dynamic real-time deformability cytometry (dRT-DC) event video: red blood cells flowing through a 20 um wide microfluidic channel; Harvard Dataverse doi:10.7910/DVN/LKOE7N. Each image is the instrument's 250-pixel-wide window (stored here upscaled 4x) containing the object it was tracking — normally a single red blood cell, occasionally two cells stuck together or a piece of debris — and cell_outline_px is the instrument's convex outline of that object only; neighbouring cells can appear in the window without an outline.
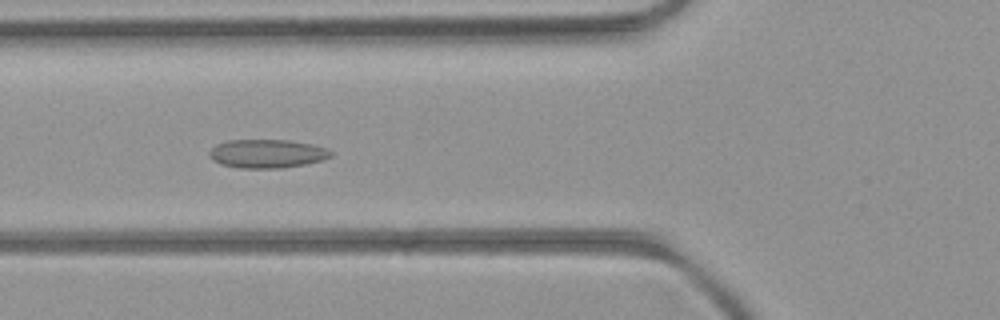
{"species": "common noctule bat (a hibernating species)", "species_latin": "Nyctalus noctula", "temperature_condition": "room temperature", "stored_images_in_passage": 46, "camera_frame_rate_fps": 3000, "um_per_image_px": 0.085, "animal": {"sex": "female", "body_mass_g": 21.9}, "frame": {"image": 1, "passage_image": 13, "time_ms": 4.0, "image_size_px": [1000, 320], "cell_outline_px": [[332, 156], [324, 160], [284, 168], [240, 168], [220, 164], [212, 160], [208, 156], [208, 152], [216, 144], [228, 140], [288, 140], [312, 144], [328, 148], [332, 152]], "centroid_in_image_um": [22.7, 13.06], "position_along_channel_um": 103.1, "area_um2": 20.46}}
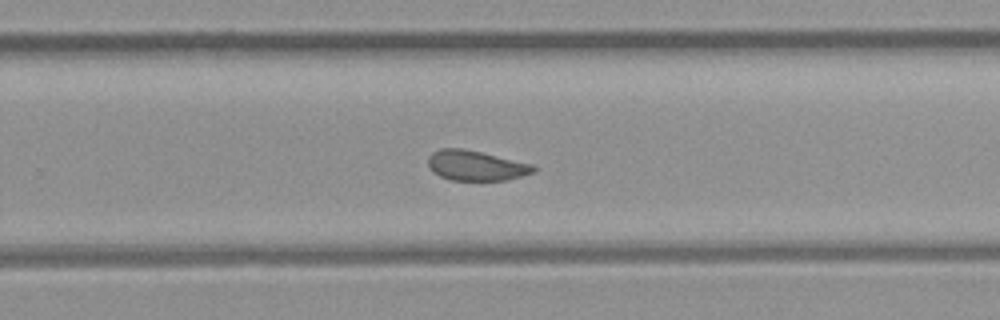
{"frame": {"image": 2, "passage_image": 27, "time_ms": 8.667, "image_size_px": [1000, 320], "cell_outline_px": [[536, 172], [508, 180], [452, 180], [440, 176], [432, 172], [428, 164], [428, 156], [432, 152], [440, 148], [464, 148], [536, 164]], "centroid_in_image_um": [40.49, 14.06], "position_along_channel_um": 289.3, "area_um2": 18.84}}
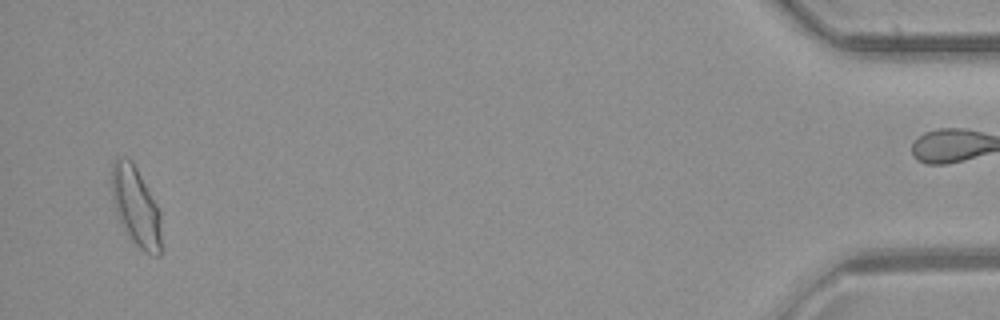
{"frame": {"image": 3, "passage_image": 44, "time_ms": 14.333, "image_size_px": [1000, 320], "cell_outline_px": [[164, 252], [160, 256], [152, 256], [144, 252], [132, 240], [120, 220], [112, 200], [112, 164], [116, 156], [124, 156], [132, 160], [156, 204], [160, 212]], "centroid_in_image_um": [11.6, 17.6], "position_along_channel_um": 423.6, "area_um2": 23.18}, "authors_computed_cell_mechanics": {"area_um2": 19.7676, "velocity_mm_per_s": 3.9865, "shape_relaxation_time_tau1_ms": null, "shape_relaxation_time_tau2_ms": 2.0508, "deformation_change_tau1": null, "deformation_change_tau2": 0.0621}}